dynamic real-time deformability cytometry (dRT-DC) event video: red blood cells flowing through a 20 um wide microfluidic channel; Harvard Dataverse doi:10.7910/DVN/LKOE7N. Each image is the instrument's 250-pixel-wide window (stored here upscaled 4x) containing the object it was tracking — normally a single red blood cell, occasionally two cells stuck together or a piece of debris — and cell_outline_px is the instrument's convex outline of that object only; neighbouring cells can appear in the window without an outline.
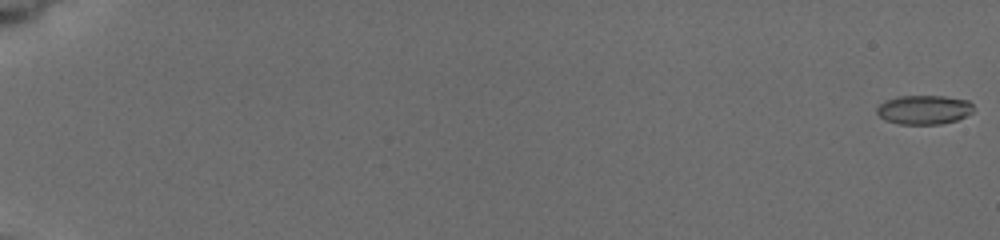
{"species": "common noctule bat (a hibernating species)", "species_latin": "Nyctalus noctula", "temperature_condition": "cold", "stored_images_in_passage": 10, "camera_frame_rate_fps": 3000, "um_per_image_px": 0.085, "animal": {"sex": "female", "body_mass_g": 19.5, "forearm_length_mm": 54.1}, "frame": {"image": 1, "passage_image": 1, "time_ms": 0.0, "image_size_px": [1000, 240], "cell_outline_px": [[972, 112], [956, 120], [940, 124], [900, 124], [884, 120], [876, 112], [876, 108], [884, 100], [900, 96], [944, 96], [968, 100], [972, 104]], "centroid_in_image_um": [78.5, 9.32], "position_along_channel_um": 6.5, "area_um2": 16.36}}
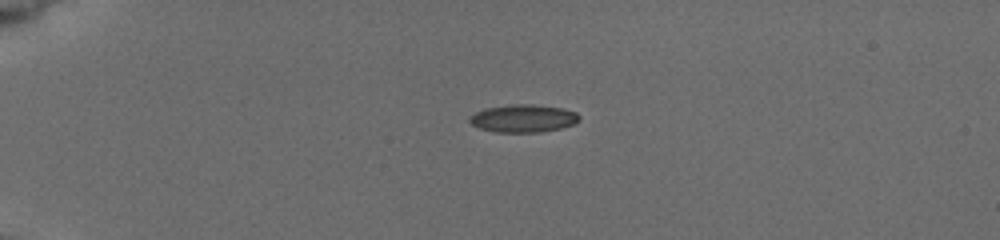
{"frame": {"image": 2, "passage_image": 7, "time_ms": 5.0, "image_size_px": [1000, 240], "cell_outline_px": [[580, 120], [572, 124], [560, 128], [540, 132], [496, 132], [480, 128], [472, 124], [468, 120], [476, 112], [484, 108], [512, 104], [532, 104], [564, 108], [576, 112], [580, 116]], "centroid_in_image_um": [44.5, 10.05], "position_along_channel_um": 40.5, "area_um2": 17.69}}
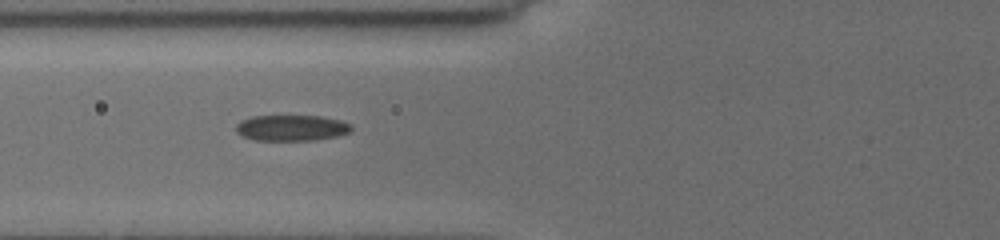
{"frame": {"image": 3, "passage_image": 10, "time_ms": 8.0, "image_size_px": [1000, 240], "cell_outline_px": [[352, 128], [348, 132], [336, 136], [316, 140], [252, 140], [236, 132], [236, 124], [240, 120], [252, 116], [320, 116], [340, 120], [352, 124]], "centroid_in_image_um": [24.76, 10.87], "position_along_channel_um": 101.0, "area_um2": 17.4}}